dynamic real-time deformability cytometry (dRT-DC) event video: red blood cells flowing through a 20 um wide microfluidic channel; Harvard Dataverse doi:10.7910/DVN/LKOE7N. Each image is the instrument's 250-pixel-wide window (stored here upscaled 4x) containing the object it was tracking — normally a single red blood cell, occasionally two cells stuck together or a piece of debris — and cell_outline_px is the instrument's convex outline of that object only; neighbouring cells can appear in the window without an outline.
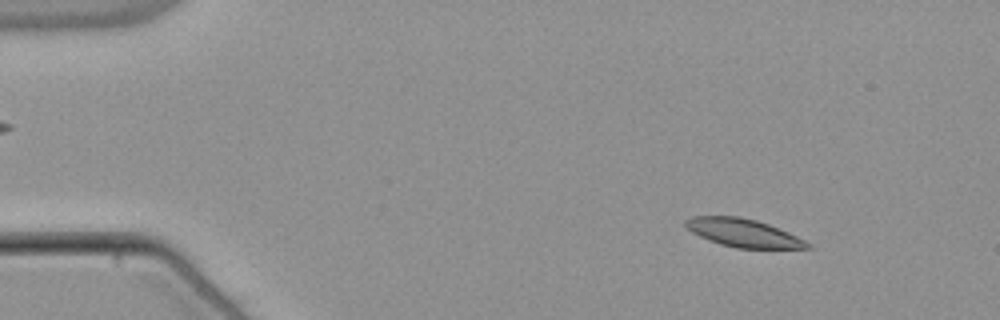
{"species": "common noctule bat (a hibernating species)", "species_latin": "Nyctalus noctula", "temperature_condition": "warm", "stored_images_in_passage": 54, "camera_frame_rate_fps": 3000, "um_per_image_px": 0.085, "animal": {"sex": "male", "body_mass_g": 21.5, "forearm_length_mm": 52.0}, "frame": {"image": 1, "passage_image": 7, "time_ms": 2.0, "image_size_px": [1000, 320], "cell_outline_px": [[812, 248], [736, 248], [720, 244], [700, 236], [692, 232], [684, 224], [684, 220], [692, 216], [740, 216], [756, 220], [768, 224], [788, 232], [812, 244]], "centroid_in_image_um": [63.17, 19.79], "position_along_channel_um": 21.8, "area_um2": 19.83}}
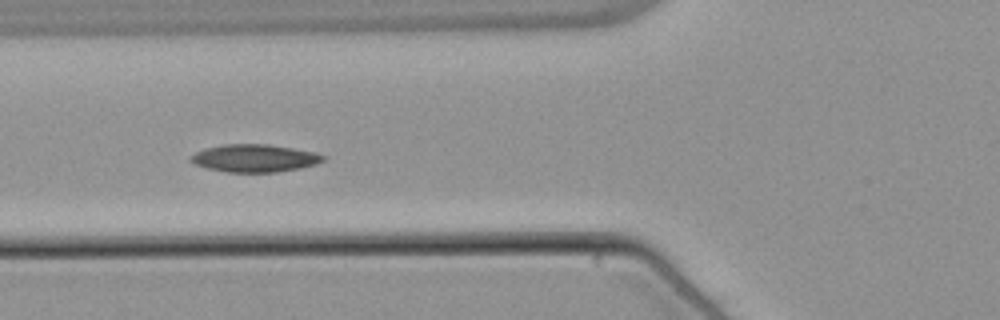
{"frame": {"image": 2, "passage_image": 21, "time_ms": 6.667, "image_size_px": [1000, 320], "cell_outline_px": [[324, 160], [316, 164], [300, 168], [276, 172], [228, 172], [208, 168], [196, 164], [188, 160], [196, 152], [208, 148], [224, 144], [268, 144], [316, 152], [324, 156]], "centroid_in_image_um": [21.66, 13.44], "position_along_channel_um": 104.1, "area_um2": 21.1}}
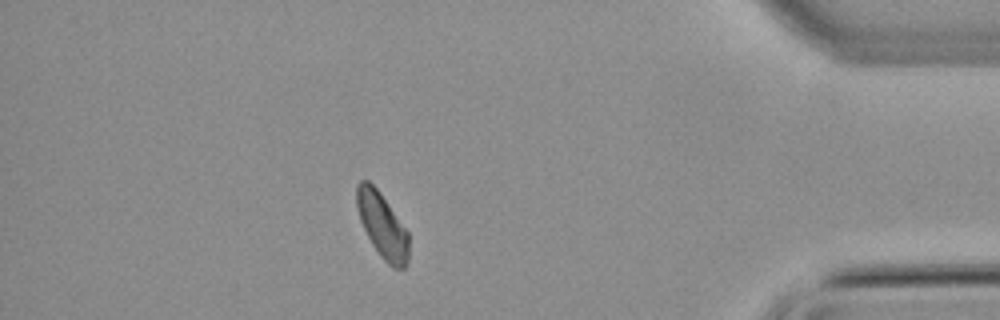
{"frame": {"image": 3, "passage_image": 48, "time_ms": 15.667, "image_size_px": [1000, 320], "cell_outline_px": [[408, 260], [404, 268], [392, 268], [380, 256], [372, 244], [360, 220], [356, 204], [356, 184], [360, 180], [368, 180], [380, 192], [408, 232]], "centroid_in_image_um": [32.48, 19.15], "position_along_channel_um": 402.7, "area_um2": 19.59}}